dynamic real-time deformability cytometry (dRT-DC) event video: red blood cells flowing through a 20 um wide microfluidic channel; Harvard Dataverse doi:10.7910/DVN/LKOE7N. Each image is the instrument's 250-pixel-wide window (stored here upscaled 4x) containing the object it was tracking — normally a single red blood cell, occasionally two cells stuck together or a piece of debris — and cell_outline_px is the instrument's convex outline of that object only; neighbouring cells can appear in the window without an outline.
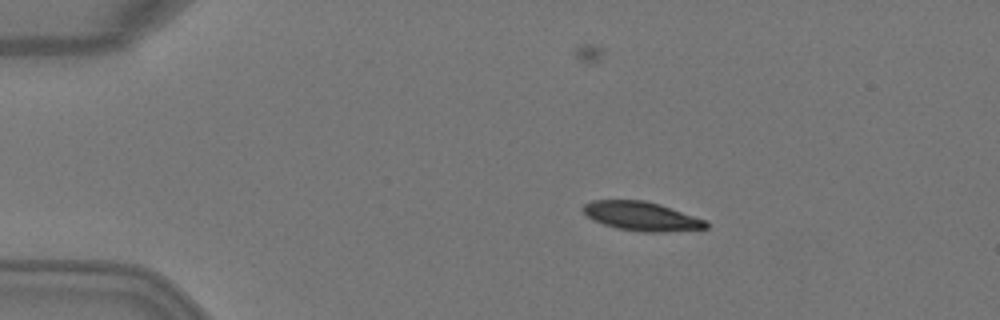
{"species": "Egyptian fruit bat (a non-hibernating species)", "species_latin": "Rousettus aegyptiacus", "temperature_condition": "warm", "stored_images_in_passage": 5, "camera_frame_rate_fps": 3000, "um_per_image_px": 0.085, "animal": {"sex": "female"}, "frame": {"image": 1, "passage_image": 2, "time_ms": 0.333, "image_size_px": [1000, 320], "cell_outline_px": [[708, 228], [664, 232], [640, 232], [616, 228], [592, 220], [580, 208], [584, 204], [592, 200], [644, 200], [660, 204], [708, 220]], "centroid_in_image_um": [54.54, 18.38], "position_along_channel_um": 30.5, "area_um2": 20.98}}
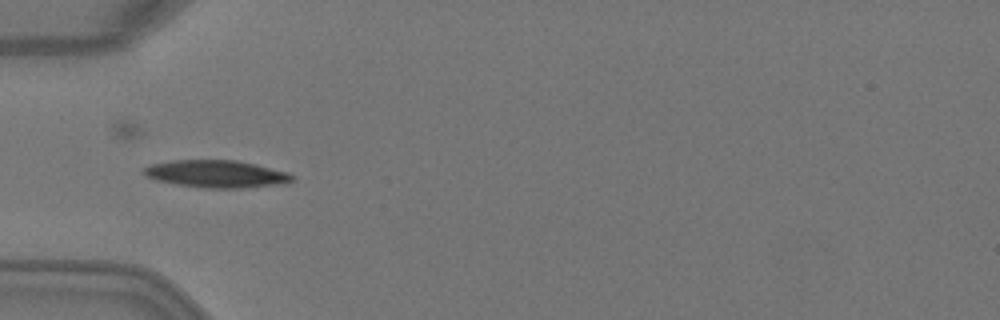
{"frame": {"image": 2, "passage_image": 4, "time_ms": 1.0, "image_size_px": [1000, 320], "cell_outline_px": [[296, 176], [288, 184], [244, 188], [204, 188], [176, 184], [156, 180], [144, 176], [140, 172], [144, 168], [152, 164], [172, 160], [236, 160], [256, 164], [288, 172]], "centroid_in_image_um": [18.42, 14.79], "position_along_channel_um": 66.6, "area_um2": 24.04}}
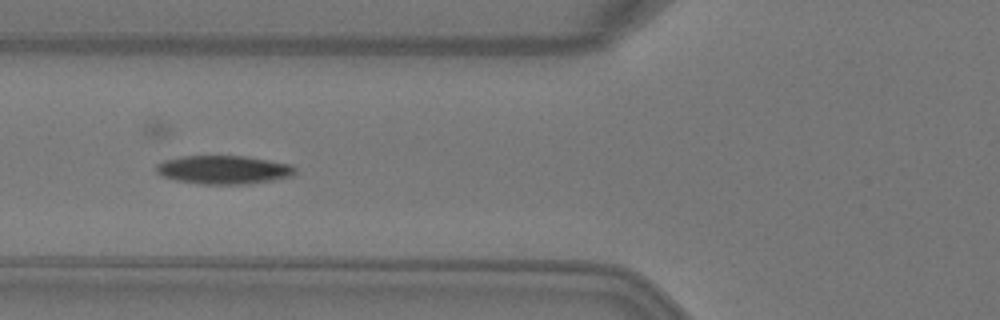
{"frame": {"image": 3, "passage_image": 5, "time_ms": 1.333, "image_size_px": [1000, 320], "cell_outline_px": [[296, 176], [248, 184], [204, 184], [176, 180], [164, 176], [156, 172], [156, 164], [164, 160], [180, 156], [244, 156], [292, 164], [296, 168]], "centroid_in_image_um": [19.05, 14.43], "position_along_channel_um": 106.7, "area_um2": 23.18}}